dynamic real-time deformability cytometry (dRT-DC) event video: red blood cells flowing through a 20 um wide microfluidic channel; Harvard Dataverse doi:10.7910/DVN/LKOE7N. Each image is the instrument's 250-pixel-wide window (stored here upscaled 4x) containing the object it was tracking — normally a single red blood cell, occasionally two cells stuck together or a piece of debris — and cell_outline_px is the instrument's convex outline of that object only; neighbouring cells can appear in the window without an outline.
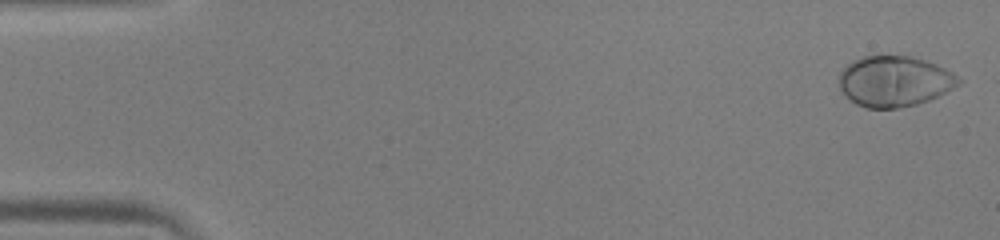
{"species": "human", "species_latin": "Homo sapiens", "temperature_condition": "warm", "stored_images_in_passage": 51, "camera_frame_rate_fps": 3000, "um_per_image_px": 0.085, "donor": {"sex": "male"}, "frame": {"image": 1, "passage_image": 1, "time_ms": 0.0, "image_size_px": [1000, 240], "cell_outline_px": [[964, 80], [960, 84], [928, 100], [916, 104], [896, 108], [868, 108], [856, 104], [840, 88], [840, 72], [852, 60], [864, 56], [912, 56], [936, 64], [952, 72]], "centroid_in_image_um": [76.05, 6.9], "position_along_channel_um": 9.0, "area_um2": 34.91}}
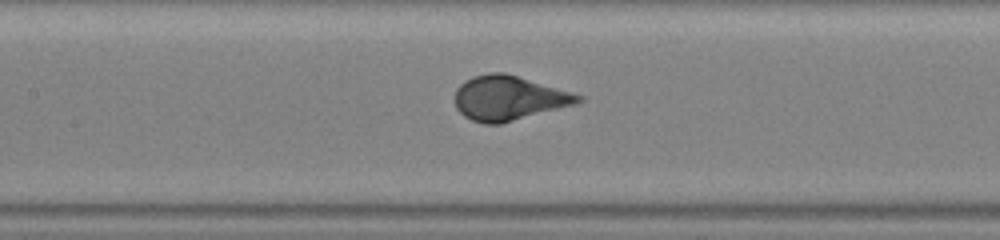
{"frame": {"image": 2, "passage_image": 24, "time_ms": 7.667, "image_size_px": [1000, 240], "cell_outline_px": [[584, 100], [576, 104], [500, 124], [484, 124], [472, 120], [464, 116], [456, 108], [456, 88], [464, 80], [472, 76], [488, 72], [504, 72], [572, 92], [584, 96]], "centroid_in_image_um": [43.24, 8.33], "position_along_channel_um": 164.2, "area_um2": 32.02}}
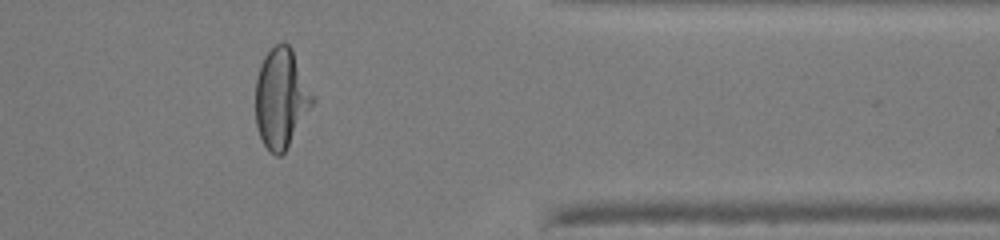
{"frame": {"image": 3, "passage_image": 42, "time_ms": 13.667, "image_size_px": [1000, 240], "cell_outline_px": [[316, 100], [284, 152], [280, 156], [276, 156], [264, 144], [260, 136], [256, 124], [256, 80], [260, 64], [264, 56], [276, 44], [288, 44], [292, 48], [316, 96]], "centroid_in_image_um": [23.93, 8.32], "position_along_channel_um": 387.5, "area_um2": 33.12}}